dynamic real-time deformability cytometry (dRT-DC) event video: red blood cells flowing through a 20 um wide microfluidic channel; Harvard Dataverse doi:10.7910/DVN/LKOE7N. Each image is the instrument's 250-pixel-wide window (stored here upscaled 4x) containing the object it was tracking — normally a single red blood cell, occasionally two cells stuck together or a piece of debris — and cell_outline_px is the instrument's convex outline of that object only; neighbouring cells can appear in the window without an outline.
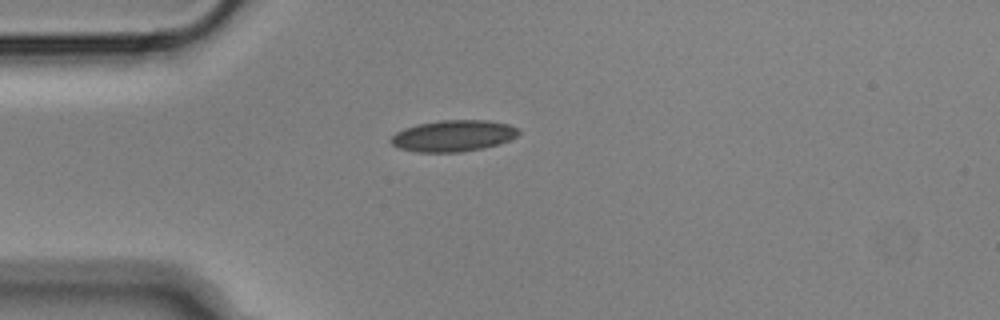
{"species": "Egyptian fruit bat (a non-hibernating species)", "species_latin": "Rousettus aegyptiacus", "temperature_condition": "cold", "stored_images_in_passage": 43, "camera_frame_rate_fps": 3000, "um_per_image_px": 0.085, "animal": {"sex": "male"}, "frame": {"image": 1, "passage_image": 1, "time_ms": 0.0, "image_size_px": [1000, 320], "cell_outline_px": [[520, 132], [516, 136], [500, 144], [460, 152], [416, 152], [396, 148], [388, 140], [396, 132], [404, 128], [416, 124], [440, 120], [488, 120], [508, 124], [520, 128]], "centroid_in_image_um": [38.5, 11.54], "position_along_channel_um": 46.5, "area_um2": 23.52}}
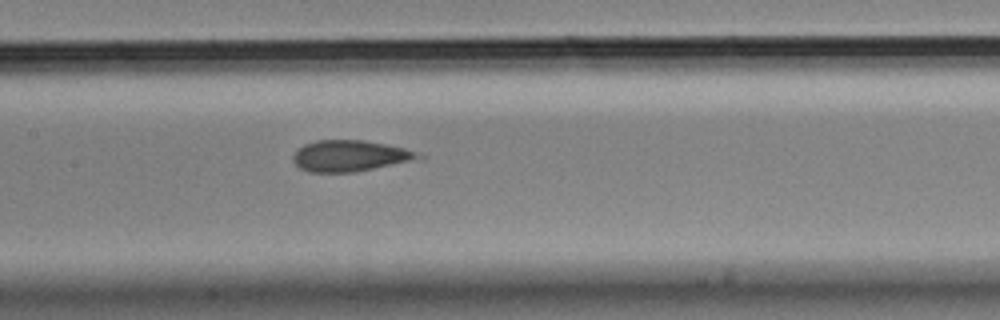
{"frame": {"image": 2, "passage_image": 13, "time_ms": 4.0, "image_size_px": [1000, 320], "cell_outline_px": [[424, 160], [356, 172], [308, 172], [300, 168], [292, 160], [292, 156], [304, 144], [316, 140], [364, 140], [404, 148], [424, 156]], "centroid_in_image_um": [29.81, 13.27], "position_along_channel_um": 177.6, "area_um2": 23.06}}
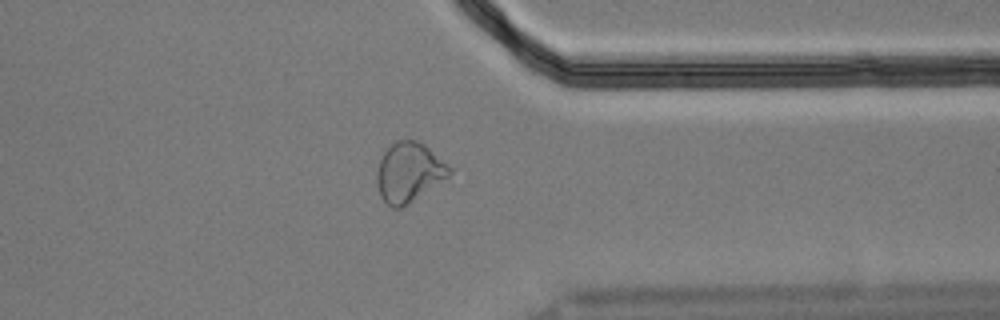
{"frame": {"image": 3, "passage_image": 30, "time_ms": 9.667, "image_size_px": [1000, 320], "cell_outline_px": [[452, 172], [448, 176], [408, 204], [400, 208], [392, 208], [380, 196], [376, 184], [376, 172], [380, 160], [384, 152], [396, 140], [416, 140], [424, 144], [448, 164], [452, 168]], "centroid_in_image_um": [34.74, 14.64], "position_along_channel_um": 376.7, "area_um2": 24.97}, "authors_computed_cell_mechanics": {"area_um2": 23.698, "velocity_mm_per_s": 3.6165, "shape_relaxation_time_tau1_ms": null, "shape_relaxation_time_tau2_ms": 1.2304, "deformation_change_tau1": null, "deformation_change_tau2": 0.0666}}